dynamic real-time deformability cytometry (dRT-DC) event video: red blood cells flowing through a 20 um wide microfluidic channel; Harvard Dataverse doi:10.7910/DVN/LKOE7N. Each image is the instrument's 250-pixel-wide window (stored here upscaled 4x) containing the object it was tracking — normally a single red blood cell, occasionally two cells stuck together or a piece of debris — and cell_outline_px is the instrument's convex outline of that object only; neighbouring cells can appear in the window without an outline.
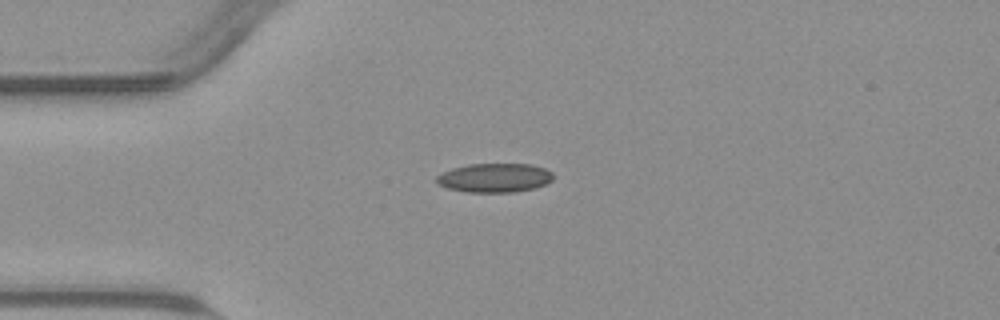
{"species": "common noctule bat (a hibernating species)", "species_latin": "Nyctalus noctula", "temperature_condition": "warm", "stored_images_in_passage": 42, "camera_frame_rate_fps": 3000, "um_per_image_px": 0.085, "animal": {"sex": "male", "body_mass_g": 23.1, "forearm_length_mm": 52.7}, "frame": {"image": 1, "passage_image": 1, "time_ms": 0.0, "image_size_px": [1000, 320], "cell_outline_px": [[552, 180], [536, 188], [516, 192], [468, 192], [448, 188], [436, 184], [436, 176], [452, 168], [468, 164], [528, 164], [544, 168], [552, 172]], "centroid_in_image_um": [42.02, 15.12], "position_along_channel_um": 43.0, "area_um2": 19.71}}
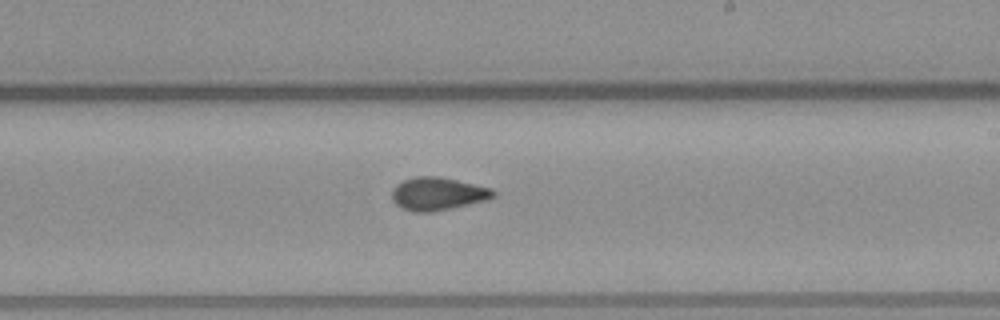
{"frame": {"image": 2, "passage_image": 19, "time_ms": 6.0, "image_size_px": [1000, 320], "cell_outline_px": [[496, 196], [488, 200], [432, 212], [412, 212], [400, 208], [392, 200], [392, 192], [396, 184], [404, 180], [416, 176], [440, 176], [492, 188], [496, 192]], "centroid_in_image_um": [37.22, 16.47], "position_along_channel_um": 251.8, "area_um2": 19.65}}
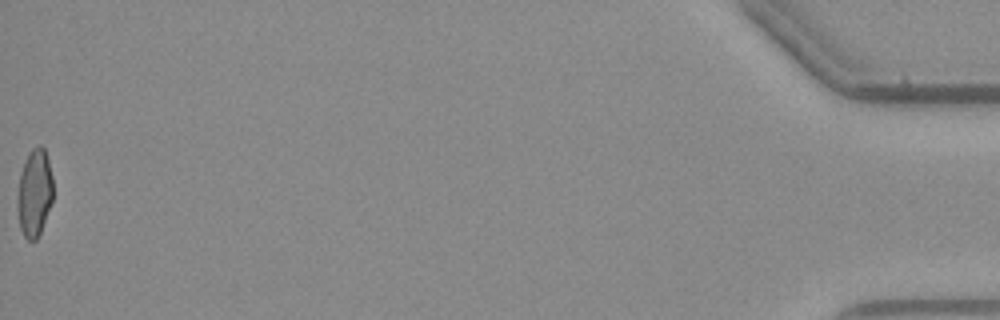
{"frame": {"image": 3, "passage_image": 42, "time_ms": 13.667, "image_size_px": [1000, 320], "cell_outline_px": [[52, 200], [40, 232], [36, 240], [28, 240], [24, 236], [20, 228], [16, 208], [16, 200], [20, 172], [28, 152], [32, 148], [40, 144], [44, 148], [48, 160], [52, 176]], "centroid_in_image_um": [2.9, 16.38], "position_along_channel_um": 432.3, "area_um2": 18.26}, "authors_computed_cell_mechanics": {"area_um2": 19.1607, "velocity_mm_per_s": 3.7984, "shape_relaxation_time_tau1_ms": null, "shape_relaxation_time_tau2_ms": 1.6589, "deformation_change_tau1": null, "deformation_change_tau2": 0.0809}}